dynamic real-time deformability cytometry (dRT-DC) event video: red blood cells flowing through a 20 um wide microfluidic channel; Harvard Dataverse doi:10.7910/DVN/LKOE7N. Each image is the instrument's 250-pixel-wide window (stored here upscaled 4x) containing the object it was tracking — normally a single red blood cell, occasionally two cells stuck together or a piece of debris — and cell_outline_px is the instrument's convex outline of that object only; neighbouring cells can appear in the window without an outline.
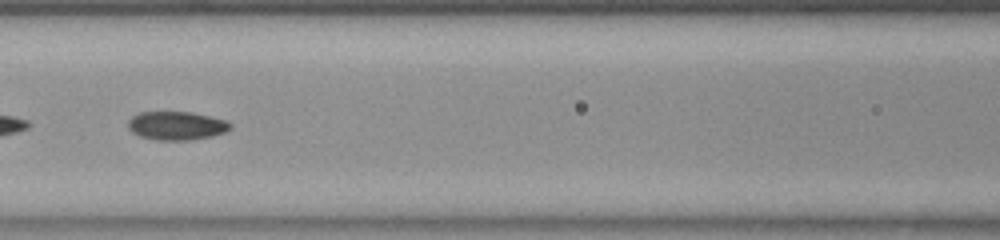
{"species": "common noctule bat (a hibernating species)", "species_latin": "Nyctalus noctula", "temperature_condition": "room temperature", "stored_images_in_passage": 52, "segment_of_instrument_passage": [2, 2], "camera_frame_rate_fps": 3000, "um_per_image_px": 0.085, "animal": {"sex": "female", "body_mass_g": 23.0, "forearm_length_mm": 53.4}, "frame": {"image": 1, "passage_image": 22, "time_ms": 7.0, "image_size_px": [1000, 240], "cell_outline_px": [[232, 128], [224, 132], [212, 136], [188, 140], [156, 140], [140, 136], [132, 132], [128, 128], [128, 120], [132, 116], [140, 112], [192, 112], [228, 120], [232, 124]], "centroid_in_image_um": [15.02, 10.68], "position_along_channel_um": 151.6, "area_um2": 17.11}}
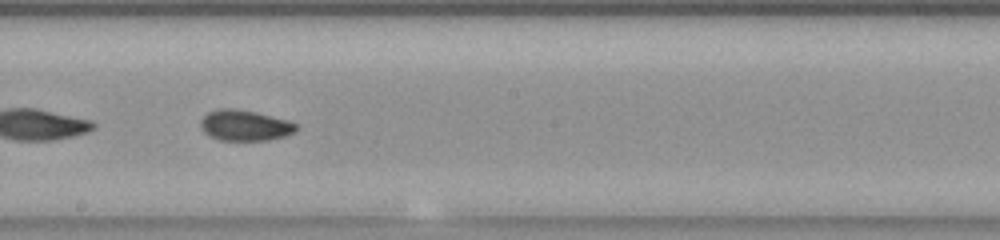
{"frame": {"image": 2, "passage_image": 28, "time_ms": 9.0, "image_size_px": [1000, 240], "cell_outline_px": [[300, 128], [296, 132], [284, 136], [268, 140], [220, 140], [208, 136], [204, 132], [200, 124], [200, 120], [208, 112], [216, 108], [232, 108], [256, 112], [288, 120], [296, 124]], "centroid_in_image_um": [20.81, 10.65], "position_along_channel_um": 227.4, "area_um2": 17.28}}
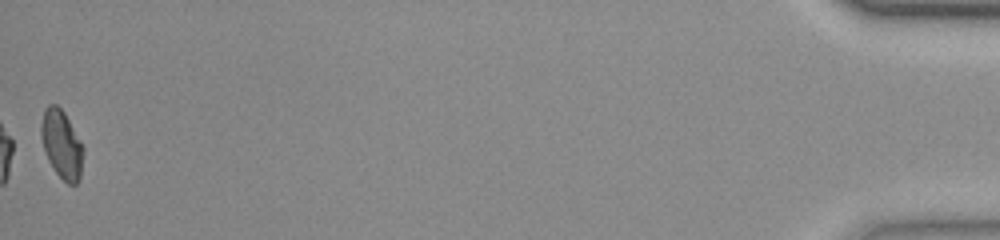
{"frame": {"image": 3, "passage_image": 52, "time_ms": 17.0, "image_size_px": [1000, 240], "cell_outline_px": [[84, 148], [80, 180], [76, 184], [68, 184], [56, 172], [48, 160], [40, 136], [40, 124], [44, 108], [48, 104], [56, 104], [64, 112], [80, 140]], "centroid_in_image_um": [5.23, 12.25], "position_along_channel_um": 430.0, "area_um2": 16.82}}